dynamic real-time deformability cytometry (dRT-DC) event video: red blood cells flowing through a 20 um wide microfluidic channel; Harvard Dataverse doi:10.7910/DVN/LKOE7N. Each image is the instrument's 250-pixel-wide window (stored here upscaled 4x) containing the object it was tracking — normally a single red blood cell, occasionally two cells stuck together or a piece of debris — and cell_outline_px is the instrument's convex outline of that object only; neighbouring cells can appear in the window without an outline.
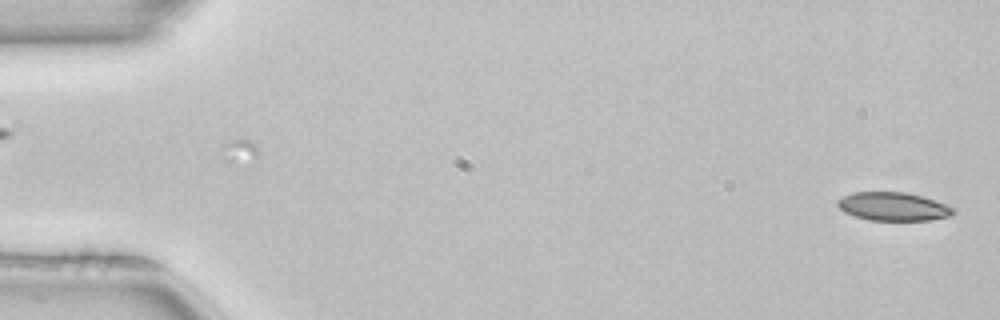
{"species": "common noctule bat (a hibernating species)", "species_latin": "Nyctalus noctula", "temperature_condition": "room temperature", "stored_images_in_passage": 51, "camera_frame_rate_fps": 3000, "um_per_image_px": 0.085, "animal": {"sex": "female", "body_mass_g": 22.7, "forearm_length_mm": 54.2}, "frame": {"image": 1, "passage_image": 1, "time_ms": 0.0, "image_size_px": [1000, 320], "cell_outline_px": [[956, 212], [948, 216], [932, 220], [868, 220], [844, 212], [836, 204], [836, 200], [852, 192], [904, 192], [920, 196], [956, 208]], "centroid_in_image_um": [75.9, 17.55], "position_along_channel_um": 9.1, "area_um2": 19.02}}
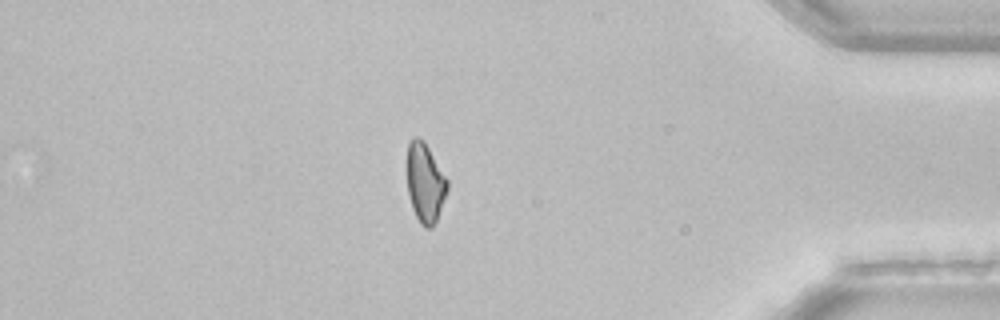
{"frame": {"image": 2, "passage_image": 44, "time_ms": 14.333, "image_size_px": [1000, 320], "cell_outline_px": [[448, 188], [436, 220], [432, 228], [424, 228], [420, 224], [412, 208], [408, 192], [408, 144], [416, 136], [424, 140], [448, 180]], "centroid_in_image_um": [36.14, 15.55], "position_along_channel_um": 399.1, "area_um2": 18.32}}
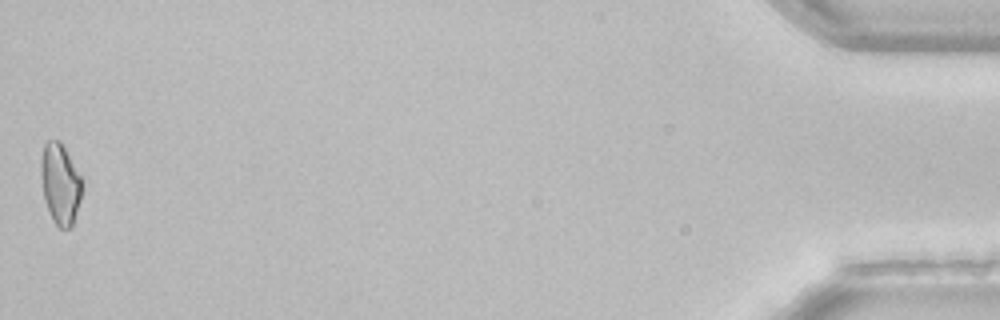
{"frame": {"image": 3, "passage_image": 51, "time_ms": 16.667, "image_size_px": [1000, 320], "cell_outline_px": [[84, 188], [72, 224], [68, 228], [60, 228], [52, 220], [44, 200], [40, 176], [40, 160], [44, 144], [48, 140], [60, 140], [80, 176], [84, 184]], "centroid_in_image_um": [5.1, 15.61], "position_along_channel_um": 430.1, "area_um2": 19.42}}